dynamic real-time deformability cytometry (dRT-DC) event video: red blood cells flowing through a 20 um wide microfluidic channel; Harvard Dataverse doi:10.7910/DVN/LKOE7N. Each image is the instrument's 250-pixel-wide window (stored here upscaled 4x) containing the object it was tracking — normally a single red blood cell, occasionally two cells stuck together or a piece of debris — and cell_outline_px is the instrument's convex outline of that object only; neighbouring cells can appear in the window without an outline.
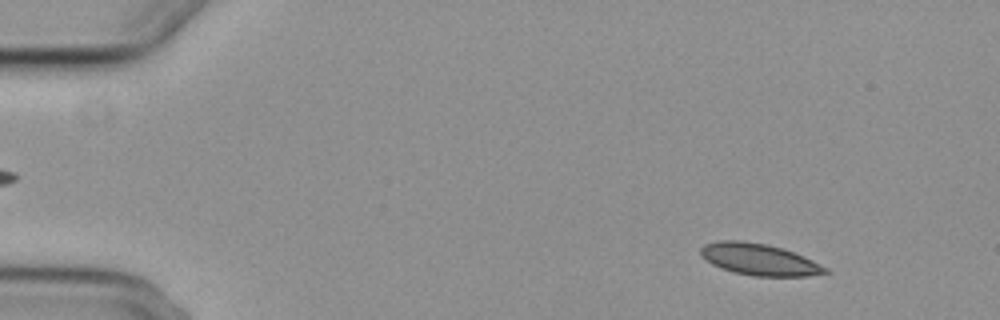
{"species": "common noctule bat (a hibernating species)", "species_latin": "Nyctalus noctula", "temperature_condition": "cold", "stored_images_in_passage": 17, "camera_frame_rate_fps": 3000, "um_per_image_px": 0.085, "animal": {"sex": "female", "body_mass_g": 29.2, "forearm_length_mm": 56.3}, "frame": {"image": 1, "passage_image": 6, "time_ms": 1.667, "image_size_px": [1000, 320], "cell_outline_px": [[832, 272], [808, 276], [752, 276], [732, 272], [720, 268], [712, 264], [700, 256], [700, 248], [704, 244], [716, 240], [744, 240], [768, 244], [804, 256], [828, 268]], "centroid_in_image_um": [64.5, 22.05], "position_along_channel_um": 20.5, "area_um2": 23.24}}
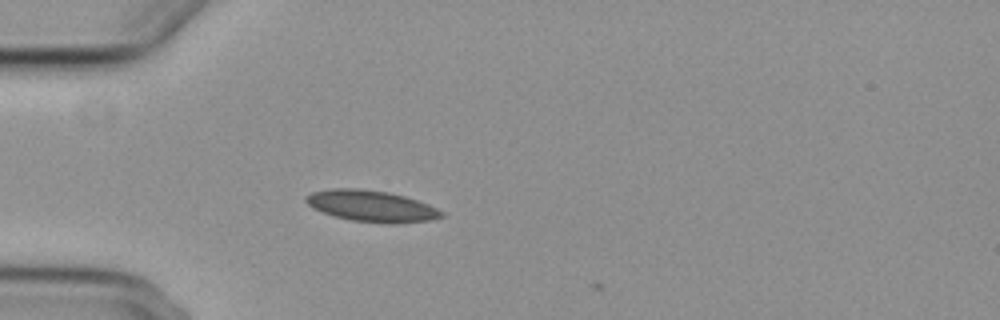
{"frame": {"image": 2, "passage_image": 16, "time_ms": 5.0, "image_size_px": [1000, 320], "cell_outline_px": [[444, 216], [432, 220], [396, 224], [388, 224], [352, 220], [336, 216], [312, 208], [304, 200], [304, 196], [312, 192], [332, 188], [360, 188], [388, 192], [404, 196], [428, 204], [444, 212]], "centroid_in_image_um": [31.58, 17.51], "position_along_channel_um": 53.4, "area_um2": 24.8}}